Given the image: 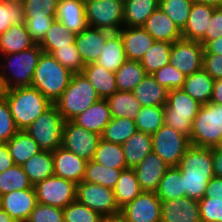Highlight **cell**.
I'll list each match as a JSON object with an SVG mask.
<instances>
[{"mask_svg":"<svg viewBox=\"0 0 222 222\" xmlns=\"http://www.w3.org/2000/svg\"><path fill=\"white\" fill-rule=\"evenodd\" d=\"M30 183L35 186L47 177L54 175V159L51 151L41 150L33 155L22 166Z\"/></svg>","mask_w":222,"mask_h":222,"instance_id":"obj_29","label":"cell"},{"mask_svg":"<svg viewBox=\"0 0 222 222\" xmlns=\"http://www.w3.org/2000/svg\"><path fill=\"white\" fill-rule=\"evenodd\" d=\"M27 222H64L63 209L37 203Z\"/></svg>","mask_w":222,"mask_h":222,"instance_id":"obj_54","label":"cell"},{"mask_svg":"<svg viewBox=\"0 0 222 222\" xmlns=\"http://www.w3.org/2000/svg\"><path fill=\"white\" fill-rule=\"evenodd\" d=\"M204 46L199 41L180 39L172 43L169 64L186 76L203 67Z\"/></svg>","mask_w":222,"mask_h":222,"instance_id":"obj_14","label":"cell"},{"mask_svg":"<svg viewBox=\"0 0 222 222\" xmlns=\"http://www.w3.org/2000/svg\"><path fill=\"white\" fill-rule=\"evenodd\" d=\"M125 169H114L90 160L87 162L83 181L114 189L118 178Z\"/></svg>","mask_w":222,"mask_h":222,"instance_id":"obj_41","label":"cell"},{"mask_svg":"<svg viewBox=\"0 0 222 222\" xmlns=\"http://www.w3.org/2000/svg\"><path fill=\"white\" fill-rule=\"evenodd\" d=\"M214 79L202 68L186 76L182 89L194 100L204 105L210 102Z\"/></svg>","mask_w":222,"mask_h":222,"instance_id":"obj_30","label":"cell"},{"mask_svg":"<svg viewBox=\"0 0 222 222\" xmlns=\"http://www.w3.org/2000/svg\"><path fill=\"white\" fill-rule=\"evenodd\" d=\"M132 92L141 107L164 106L167 103L169 90L161 86L151 74H147Z\"/></svg>","mask_w":222,"mask_h":222,"instance_id":"obj_27","label":"cell"},{"mask_svg":"<svg viewBox=\"0 0 222 222\" xmlns=\"http://www.w3.org/2000/svg\"><path fill=\"white\" fill-rule=\"evenodd\" d=\"M25 18L56 17L59 0H21Z\"/></svg>","mask_w":222,"mask_h":222,"instance_id":"obj_49","label":"cell"},{"mask_svg":"<svg viewBox=\"0 0 222 222\" xmlns=\"http://www.w3.org/2000/svg\"><path fill=\"white\" fill-rule=\"evenodd\" d=\"M7 143H0V173L14 166Z\"/></svg>","mask_w":222,"mask_h":222,"instance_id":"obj_59","label":"cell"},{"mask_svg":"<svg viewBox=\"0 0 222 222\" xmlns=\"http://www.w3.org/2000/svg\"><path fill=\"white\" fill-rule=\"evenodd\" d=\"M55 20L56 17L52 16H47L46 18H25L24 24L32 40L39 44Z\"/></svg>","mask_w":222,"mask_h":222,"instance_id":"obj_55","label":"cell"},{"mask_svg":"<svg viewBox=\"0 0 222 222\" xmlns=\"http://www.w3.org/2000/svg\"><path fill=\"white\" fill-rule=\"evenodd\" d=\"M18 131L6 99H0V143H7Z\"/></svg>","mask_w":222,"mask_h":222,"instance_id":"obj_53","label":"cell"},{"mask_svg":"<svg viewBox=\"0 0 222 222\" xmlns=\"http://www.w3.org/2000/svg\"><path fill=\"white\" fill-rule=\"evenodd\" d=\"M120 34L127 60L141 61L144 54L155 42L143 27H122Z\"/></svg>","mask_w":222,"mask_h":222,"instance_id":"obj_21","label":"cell"},{"mask_svg":"<svg viewBox=\"0 0 222 222\" xmlns=\"http://www.w3.org/2000/svg\"><path fill=\"white\" fill-rule=\"evenodd\" d=\"M111 119L112 117L108 101L106 99H100L71 121L77 126L83 127L90 132L102 135L105 127L109 124Z\"/></svg>","mask_w":222,"mask_h":222,"instance_id":"obj_22","label":"cell"},{"mask_svg":"<svg viewBox=\"0 0 222 222\" xmlns=\"http://www.w3.org/2000/svg\"><path fill=\"white\" fill-rule=\"evenodd\" d=\"M74 182L52 175L34 186L37 202L64 209L76 200Z\"/></svg>","mask_w":222,"mask_h":222,"instance_id":"obj_11","label":"cell"},{"mask_svg":"<svg viewBox=\"0 0 222 222\" xmlns=\"http://www.w3.org/2000/svg\"><path fill=\"white\" fill-rule=\"evenodd\" d=\"M192 4V0H159V8L181 31L186 25Z\"/></svg>","mask_w":222,"mask_h":222,"instance_id":"obj_47","label":"cell"},{"mask_svg":"<svg viewBox=\"0 0 222 222\" xmlns=\"http://www.w3.org/2000/svg\"><path fill=\"white\" fill-rule=\"evenodd\" d=\"M76 200L101 216L115 215L121 212L116 203L114 190L98 184L81 181L76 185Z\"/></svg>","mask_w":222,"mask_h":222,"instance_id":"obj_12","label":"cell"},{"mask_svg":"<svg viewBox=\"0 0 222 222\" xmlns=\"http://www.w3.org/2000/svg\"><path fill=\"white\" fill-rule=\"evenodd\" d=\"M51 55L73 74L82 73L84 70V63L75 43L56 49L51 53Z\"/></svg>","mask_w":222,"mask_h":222,"instance_id":"obj_48","label":"cell"},{"mask_svg":"<svg viewBox=\"0 0 222 222\" xmlns=\"http://www.w3.org/2000/svg\"><path fill=\"white\" fill-rule=\"evenodd\" d=\"M169 166L155 153L148 154L134 169L143 191L155 192Z\"/></svg>","mask_w":222,"mask_h":222,"instance_id":"obj_20","label":"cell"},{"mask_svg":"<svg viewBox=\"0 0 222 222\" xmlns=\"http://www.w3.org/2000/svg\"><path fill=\"white\" fill-rule=\"evenodd\" d=\"M113 190L116 203L120 209L132 202L143 192L140 184L138 183L134 169L130 168L122 170Z\"/></svg>","mask_w":222,"mask_h":222,"instance_id":"obj_36","label":"cell"},{"mask_svg":"<svg viewBox=\"0 0 222 222\" xmlns=\"http://www.w3.org/2000/svg\"><path fill=\"white\" fill-rule=\"evenodd\" d=\"M212 163L214 176L222 178V147L212 148Z\"/></svg>","mask_w":222,"mask_h":222,"instance_id":"obj_60","label":"cell"},{"mask_svg":"<svg viewBox=\"0 0 222 222\" xmlns=\"http://www.w3.org/2000/svg\"><path fill=\"white\" fill-rule=\"evenodd\" d=\"M143 28L155 41L174 43L175 41L182 39L181 30L160 8L155 10L147 18Z\"/></svg>","mask_w":222,"mask_h":222,"instance_id":"obj_25","label":"cell"},{"mask_svg":"<svg viewBox=\"0 0 222 222\" xmlns=\"http://www.w3.org/2000/svg\"><path fill=\"white\" fill-rule=\"evenodd\" d=\"M172 43L155 41L140 61L146 74H153L164 65L169 64Z\"/></svg>","mask_w":222,"mask_h":222,"instance_id":"obj_42","label":"cell"},{"mask_svg":"<svg viewBox=\"0 0 222 222\" xmlns=\"http://www.w3.org/2000/svg\"><path fill=\"white\" fill-rule=\"evenodd\" d=\"M112 34L107 30L87 27L76 35L75 44L84 65L95 63L104 48L106 39Z\"/></svg>","mask_w":222,"mask_h":222,"instance_id":"obj_18","label":"cell"},{"mask_svg":"<svg viewBox=\"0 0 222 222\" xmlns=\"http://www.w3.org/2000/svg\"><path fill=\"white\" fill-rule=\"evenodd\" d=\"M54 159V175L79 184L83 181L87 160L66 150L63 147L52 152Z\"/></svg>","mask_w":222,"mask_h":222,"instance_id":"obj_17","label":"cell"},{"mask_svg":"<svg viewBox=\"0 0 222 222\" xmlns=\"http://www.w3.org/2000/svg\"><path fill=\"white\" fill-rule=\"evenodd\" d=\"M137 131L134 120L128 118H112L105 127L101 139L122 145Z\"/></svg>","mask_w":222,"mask_h":222,"instance_id":"obj_44","label":"cell"},{"mask_svg":"<svg viewBox=\"0 0 222 222\" xmlns=\"http://www.w3.org/2000/svg\"><path fill=\"white\" fill-rule=\"evenodd\" d=\"M8 88L5 84L4 77L0 70V99H3L7 94Z\"/></svg>","mask_w":222,"mask_h":222,"instance_id":"obj_65","label":"cell"},{"mask_svg":"<svg viewBox=\"0 0 222 222\" xmlns=\"http://www.w3.org/2000/svg\"><path fill=\"white\" fill-rule=\"evenodd\" d=\"M187 136L163 124L152 135V152L157 154L169 167H177L190 146Z\"/></svg>","mask_w":222,"mask_h":222,"instance_id":"obj_10","label":"cell"},{"mask_svg":"<svg viewBox=\"0 0 222 222\" xmlns=\"http://www.w3.org/2000/svg\"><path fill=\"white\" fill-rule=\"evenodd\" d=\"M161 222H201L199 201L188 197L162 201Z\"/></svg>","mask_w":222,"mask_h":222,"instance_id":"obj_19","label":"cell"},{"mask_svg":"<svg viewBox=\"0 0 222 222\" xmlns=\"http://www.w3.org/2000/svg\"><path fill=\"white\" fill-rule=\"evenodd\" d=\"M202 68L214 80L222 79V54H204Z\"/></svg>","mask_w":222,"mask_h":222,"instance_id":"obj_57","label":"cell"},{"mask_svg":"<svg viewBox=\"0 0 222 222\" xmlns=\"http://www.w3.org/2000/svg\"><path fill=\"white\" fill-rule=\"evenodd\" d=\"M3 56H4L3 52H2V50L0 48V70L2 69Z\"/></svg>","mask_w":222,"mask_h":222,"instance_id":"obj_67","label":"cell"},{"mask_svg":"<svg viewBox=\"0 0 222 222\" xmlns=\"http://www.w3.org/2000/svg\"><path fill=\"white\" fill-rule=\"evenodd\" d=\"M146 75L140 61L126 60L115 72L118 91L132 92Z\"/></svg>","mask_w":222,"mask_h":222,"instance_id":"obj_38","label":"cell"},{"mask_svg":"<svg viewBox=\"0 0 222 222\" xmlns=\"http://www.w3.org/2000/svg\"><path fill=\"white\" fill-rule=\"evenodd\" d=\"M0 222H17L5 210L0 208Z\"/></svg>","mask_w":222,"mask_h":222,"instance_id":"obj_66","label":"cell"},{"mask_svg":"<svg viewBox=\"0 0 222 222\" xmlns=\"http://www.w3.org/2000/svg\"><path fill=\"white\" fill-rule=\"evenodd\" d=\"M37 203L34 188L13 190L0 196V208L17 222H27Z\"/></svg>","mask_w":222,"mask_h":222,"instance_id":"obj_16","label":"cell"},{"mask_svg":"<svg viewBox=\"0 0 222 222\" xmlns=\"http://www.w3.org/2000/svg\"><path fill=\"white\" fill-rule=\"evenodd\" d=\"M201 222H222V199L203 197L199 200Z\"/></svg>","mask_w":222,"mask_h":222,"instance_id":"obj_52","label":"cell"},{"mask_svg":"<svg viewBox=\"0 0 222 222\" xmlns=\"http://www.w3.org/2000/svg\"><path fill=\"white\" fill-rule=\"evenodd\" d=\"M177 167L181 170L186 197L201 200L214 177L212 148L190 145Z\"/></svg>","mask_w":222,"mask_h":222,"instance_id":"obj_1","label":"cell"},{"mask_svg":"<svg viewBox=\"0 0 222 222\" xmlns=\"http://www.w3.org/2000/svg\"><path fill=\"white\" fill-rule=\"evenodd\" d=\"M101 135L77 126L72 121H65L62 147L77 156L90 161L93 159Z\"/></svg>","mask_w":222,"mask_h":222,"instance_id":"obj_13","label":"cell"},{"mask_svg":"<svg viewBox=\"0 0 222 222\" xmlns=\"http://www.w3.org/2000/svg\"><path fill=\"white\" fill-rule=\"evenodd\" d=\"M99 222H125V220L123 216L121 215V213H118L115 215L102 216Z\"/></svg>","mask_w":222,"mask_h":222,"instance_id":"obj_63","label":"cell"},{"mask_svg":"<svg viewBox=\"0 0 222 222\" xmlns=\"http://www.w3.org/2000/svg\"><path fill=\"white\" fill-rule=\"evenodd\" d=\"M204 197L222 199V178L213 177L207 185Z\"/></svg>","mask_w":222,"mask_h":222,"instance_id":"obj_58","label":"cell"},{"mask_svg":"<svg viewBox=\"0 0 222 222\" xmlns=\"http://www.w3.org/2000/svg\"><path fill=\"white\" fill-rule=\"evenodd\" d=\"M195 3L206 4L214 8L222 7V0H192Z\"/></svg>","mask_w":222,"mask_h":222,"instance_id":"obj_64","label":"cell"},{"mask_svg":"<svg viewBox=\"0 0 222 222\" xmlns=\"http://www.w3.org/2000/svg\"><path fill=\"white\" fill-rule=\"evenodd\" d=\"M7 146L14 164L19 166L41 151L37 142L25 130H19L7 142Z\"/></svg>","mask_w":222,"mask_h":222,"instance_id":"obj_34","label":"cell"},{"mask_svg":"<svg viewBox=\"0 0 222 222\" xmlns=\"http://www.w3.org/2000/svg\"><path fill=\"white\" fill-rule=\"evenodd\" d=\"M210 102L218 105L222 104V79L214 80Z\"/></svg>","mask_w":222,"mask_h":222,"instance_id":"obj_62","label":"cell"},{"mask_svg":"<svg viewBox=\"0 0 222 222\" xmlns=\"http://www.w3.org/2000/svg\"><path fill=\"white\" fill-rule=\"evenodd\" d=\"M64 222H99L102 217L98 212L77 200L71 202L63 209Z\"/></svg>","mask_w":222,"mask_h":222,"instance_id":"obj_50","label":"cell"},{"mask_svg":"<svg viewBox=\"0 0 222 222\" xmlns=\"http://www.w3.org/2000/svg\"><path fill=\"white\" fill-rule=\"evenodd\" d=\"M119 1H121V2L125 3V2H126V1H128V0H119Z\"/></svg>","mask_w":222,"mask_h":222,"instance_id":"obj_68","label":"cell"},{"mask_svg":"<svg viewBox=\"0 0 222 222\" xmlns=\"http://www.w3.org/2000/svg\"><path fill=\"white\" fill-rule=\"evenodd\" d=\"M73 73L62 66L51 54L42 52L31 86L55 103L68 87Z\"/></svg>","mask_w":222,"mask_h":222,"instance_id":"obj_3","label":"cell"},{"mask_svg":"<svg viewBox=\"0 0 222 222\" xmlns=\"http://www.w3.org/2000/svg\"><path fill=\"white\" fill-rule=\"evenodd\" d=\"M190 144L197 147L217 148L222 145V104L211 102L201 105L192 122Z\"/></svg>","mask_w":222,"mask_h":222,"instance_id":"obj_6","label":"cell"},{"mask_svg":"<svg viewBox=\"0 0 222 222\" xmlns=\"http://www.w3.org/2000/svg\"><path fill=\"white\" fill-rule=\"evenodd\" d=\"M126 60L122 38L120 34L116 32L112 33L106 39L101 55L95 63L107 71L116 72Z\"/></svg>","mask_w":222,"mask_h":222,"instance_id":"obj_33","label":"cell"},{"mask_svg":"<svg viewBox=\"0 0 222 222\" xmlns=\"http://www.w3.org/2000/svg\"><path fill=\"white\" fill-rule=\"evenodd\" d=\"M159 8V0H128L124 3L123 26L143 27L147 18Z\"/></svg>","mask_w":222,"mask_h":222,"instance_id":"obj_31","label":"cell"},{"mask_svg":"<svg viewBox=\"0 0 222 222\" xmlns=\"http://www.w3.org/2000/svg\"><path fill=\"white\" fill-rule=\"evenodd\" d=\"M64 123L65 120L57 106L52 104L25 131L37 142L41 150L53 152L62 147Z\"/></svg>","mask_w":222,"mask_h":222,"instance_id":"obj_8","label":"cell"},{"mask_svg":"<svg viewBox=\"0 0 222 222\" xmlns=\"http://www.w3.org/2000/svg\"><path fill=\"white\" fill-rule=\"evenodd\" d=\"M19 130H25L51 103L40 91L32 86L12 88L4 97Z\"/></svg>","mask_w":222,"mask_h":222,"instance_id":"obj_2","label":"cell"},{"mask_svg":"<svg viewBox=\"0 0 222 222\" xmlns=\"http://www.w3.org/2000/svg\"><path fill=\"white\" fill-rule=\"evenodd\" d=\"M134 122L137 131L153 135L164 124V106L141 107Z\"/></svg>","mask_w":222,"mask_h":222,"instance_id":"obj_43","label":"cell"},{"mask_svg":"<svg viewBox=\"0 0 222 222\" xmlns=\"http://www.w3.org/2000/svg\"><path fill=\"white\" fill-rule=\"evenodd\" d=\"M93 161L114 169H128L122 145L99 140Z\"/></svg>","mask_w":222,"mask_h":222,"instance_id":"obj_40","label":"cell"},{"mask_svg":"<svg viewBox=\"0 0 222 222\" xmlns=\"http://www.w3.org/2000/svg\"><path fill=\"white\" fill-rule=\"evenodd\" d=\"M162 201L156 192L143 191L121 208L125 222H161Z\"/></svg>","mask_w":222,"mask_h":222,"instance_id":"obj_15","label":"cell"},{"mask_svg":"<svg viewBox=\"0 0 222 222\" xmlns=\"http://www.w3.org/2000/svg\"><path fill=\"white\" fill-rule=\"evenodd\" d=\"M201 105L183 89L169 90L167 103L164 105V124L187 136L190 140L192 122Z\"/></svg>","mask_w":222,"mask_h":222,"instance_id":"obj_7","label":"cell"},{"mask_svg":"<svg viewBox=\"0 0 222 222\" xmlns=\"http://www.w3.org/2000/svg\"><path fill=\"white\" fill-rule=\"evenodd\" d=\"M214 9L212 6L193 2L186 25L181 31L182 38L200 41L206 34Z\"/></svg>","mask_w":222,"mask_h":222,"instance_id":"obj_23","label":"cell"},{"mask_svg":"<svg viewBox=\"0 0 222 222\" xmlns=\"http://www.w3.org/2000/svg\"><path fill=\"white\" fill-rule=\"evenodd\" d=\"M152 76L167 90L182 89L186 79V75L171 64L164 65L154 72Z\"/></svg>","mask_w":222,"mask_h":222,"instance_id":"obj_51","label":"cell"},{"mask_svg":"<svg viewBox=\"0 0 222 222\" xmlns=\"http://www.w3.org/2000/svg\"><path fill=\"white\" fill-rule=\"evenodd\" d=\"M42 52L40 45L35 44L24 51L3 56L1 73L8 90L31 86Z\"/></svg>","mask_w":222,"mask_h":222,"instance_id":"obj_4","label":"cell"},{"mask_svg":"<svg viewBox=\"0 0 222 222\" xmlns=\"http://www.w3.org/2000/svg\"><path fill=\"white\" fill-rule=\"evenodd\" d=\"M34 188L28 176L19 165H14L8 170L0 173V196L13 190Z\"/></svg>","mask_w":222,"mask_h":222,"instance_id":"obj_45","label":"cell"},{"mask_svg":"<svg viewBox=\"0 0 222 222\" xmlns=\"http://www.w3.org/2000/svg\"><path fill=\"white\" fill-rule=\"evenodd\" d=\"M100 100L93 85L82 74H73L68 87L54 103L65 121H71Z\"/></svg>","mask_w":222,"mask_h":222,"instance_id":"obj_5","label":"cell"},{"mask_svg":"<svg viewBox=\"0 0 222 222\" xmlns=\"http://www.w3.org/2000/svg\"><path fill=\"white\" fill-rule=\"evenodd\" d=\"M56 20L61 22L70 32L79 34L87 27L85 2L81 0H59Z\"/></svg>","mask_w":222,"mask_h":222,"instance_id":"obj_24","label":"cell"},{"mask_svg":"<svg viewBox=\"0 0 222 222\" xmlns=\"http://www.w3.org/2000/svg\"><path fill=\"white\" fill-rule=\"evenodd\" d=\"M76 33L70 32L61 22L55 20L39 43L43 52L51 54L54 50L75 43Z\"/></svg>","mask_w":222,"mask_h":222,"instance_id":"obj_39","label":"cell"},{"mask_svg":"<svg viewBox=\"0 0 222 222\" xmlns=\"http://www.w3.org/2000/svg\"><path fill=\"white\" fill-rule=\"evenodd\" d=\"M222 36V7L215 8L205 36L199 41L203 46Z\"/></svg>","mask_w":222,"mask_h":222,"instance_id":"obj_56","label":"cell"},{"mask_svg":"<svg viewBox=\"0 0 222 222\" xmlns=\"http://www.w3.org/2000/svg\"><path fill=\"white\" fill-rule=\"evenodd\" d=\"M35 44L24 23L11 25L0 34V48L3 55L24 51L33 47Z\"/></svg>","mask_w":222,"mask_h":222,"instance_id":"obj_32","label":"cell"},{"mask_svg":"<svg viewBox=\"0 0 222 222\" xmlns=\"http://www.w3.org/2000/svg\"><path fill=\"white\" fill-rule=\"evenodd\" d=\"M204 54H222V36L204 45Z\"/></svg>","mask_w":222,"mask_h":222,"instance_id":"obj_61","label":"cell"},{"mask_svg":"<svg viewBox=\"0 0 222 222\" xmlns=\"http://www.w3.org/2000/svg\"><path fill=\"white\" fill-rule=\"evenodd\" d=\"M24 6L21 0H0V34L11 25L23 24Z\"/></svg>","mask_w":222,"mask_h":222,"instance_id":"obj_46","label":"cell"},{"mask_svg":"<svg viewBox=\"0 0 222 222\" xmlns=\"http://www.w3.org/2000/svg\"><path fill=\"white\" fill-rule=\"evenodd\" d=\"M82 74L93 85L100 99H107L118 91L115 72L107 71L97 63H89L84 65Z\"/></svg>","mask_w":222,"mask_h":222,"instance_id":"obj_26","label":"cell"},{"mask_svg":"<svg viewBox=\"0 0 222 222\" xmlns=\"http://www.w3.org/2000/svg\"><path fill=\"white\" fill-rule=\"evenodd\" d=\"M112 118H128L134 120L141 108L140 102L133 92L116 91L106 99Z\"/></svg>","mask_w":222,"mask_h":222,"instance_id":"obj_35","label":"cell"},{"mask_svg":"<svg viewBox=\"0 0 222 222\" xmlns=\"http://www.w3.org/2000/svg\"><path fill=\"white\" fill-rule=\"evenodd\" d=\"M126 166L133 169L152 152V135L136 131L122 144Z\"/></svg>","mask_w":222,"mask_h":222,"instance_id":"obj_28","label":"cell"},{"mask_svg":"<svg viewBox=\"0 0 222 222\" xmlns=\"http://www.w3.org/2000/svg\"><path fill=\"white\" fill-rule=\"evenodd\" d=\"M155 192L161 201L186 197L181 170L178 167H169Z\"/></svg>","mask_w":222,"mask_h":222,"instance_id":"obj_37","label":"cell"},{"mask_svg":"<svg viewBox=\"0 0 222 222\" xmlns=\"http://www.w3.org/2000/svg\"><path fill=\"white\" fill-rule=\"evenodd\" d=\"M124 3L119 0H88L85 2L89 27L118 32L123 27Z\"/></svg>","mask_w":222,"mask_h":222,"instance_id":"obj_9","label":"cell"}]
</instances>
